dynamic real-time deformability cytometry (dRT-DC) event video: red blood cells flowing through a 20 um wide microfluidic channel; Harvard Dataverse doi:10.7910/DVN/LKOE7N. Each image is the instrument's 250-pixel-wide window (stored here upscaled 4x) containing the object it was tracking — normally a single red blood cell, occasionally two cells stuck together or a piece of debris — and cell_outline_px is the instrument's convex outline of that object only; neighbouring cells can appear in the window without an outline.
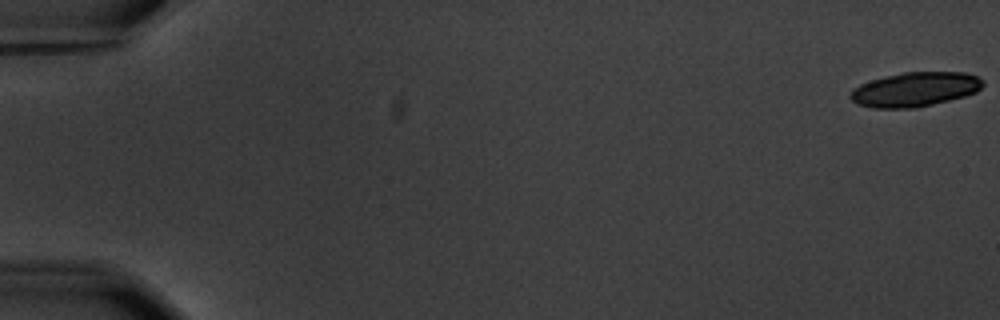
{"species": "common noctule bat (a hibernating species)", "species_latin": "Nyctalus noctula", "temperature_condition": "warm", "stored_images_in_passage": 7, "camera_frame_rate_fps": 3000, "um_per_image_px": 0.085, "animal": {"sex": "male", "body_mass_g": 20.1, "forearm_length_mm": 53.5}, "frame": {"image": 1, "passage_image": 1, "time_ms": 0.0, "image_size_px": [1000, 320], "cell_outline_px": [[984, 84], [976, 92], [964, 96], [916, 108], [872, 108], [860, 104], [852, 100], [848, 96], [860, 84], [872, 80], [904, 72], [964, 72], [980, 76], [984, 80]], "centroid_in_image_um": [77.83, 7.59], "position_along_channel_um": 7.2, "area_um2": 26.36}}
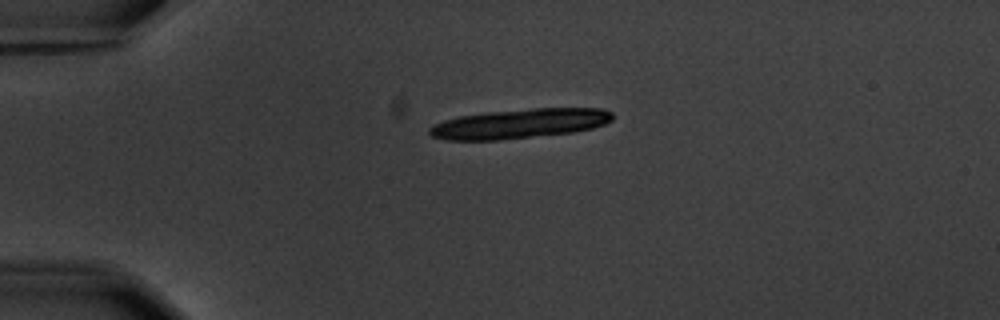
{"frame": {"image": 2, "passage_image": 5, "time_ms": 4.667, "image_size_px": [1000, 320], "cell_outline_px": [[612, 120], [604, 124], [592, 128], [572, 132], [496, 140], [444, 140], [432, 136], [428, 132], [428, 128], [432, 124], [444, 120], [460, 116], [488, 112], [532, 108], [604, 108], [612, 112]], "centroid_in_image_um": [44.14, 10.5], "position_along_channel_um": 40.9, "area_um2": 31.44}}